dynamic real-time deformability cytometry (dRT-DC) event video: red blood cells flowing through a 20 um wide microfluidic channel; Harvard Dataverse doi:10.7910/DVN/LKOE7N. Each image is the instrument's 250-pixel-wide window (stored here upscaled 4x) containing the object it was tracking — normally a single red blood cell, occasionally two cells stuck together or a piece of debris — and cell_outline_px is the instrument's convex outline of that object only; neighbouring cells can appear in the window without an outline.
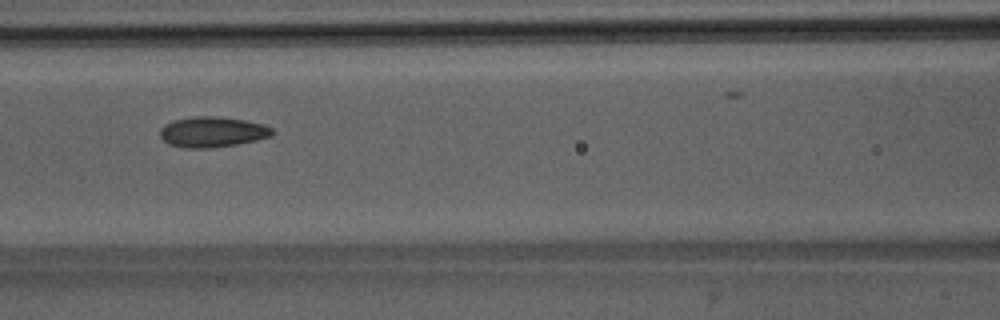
{"species": "Egyptian fruit bat (a non-hibernating species)", "species_latin": "Rousettus aegyptiacus", "temperature_condition": "room temperature", "stored_images_in_passage": 4, "camera_frame_rate_fps": 3000, "um_per_image_px": 0.085, "animal": {"sex": "male"}, "frame": {"image": 1, "passage_image": 3, "time_ms": 2.333, "image_size_px": [1000, 320], "cell_outline_px": [[276, 132], [272, 136], [256, 140], [236, 144], [212, 148], [184, 148], [168, 144], [160, 136], [160, 128], [164, 124], [176, 120], [196, 116], [220, 116], [244, 120], [264, 124], [272, 128]], "centroid_in_image_um": [18.07, 11.22], "position_along_channel_um": 148.5, "area_um2": 20.06}}